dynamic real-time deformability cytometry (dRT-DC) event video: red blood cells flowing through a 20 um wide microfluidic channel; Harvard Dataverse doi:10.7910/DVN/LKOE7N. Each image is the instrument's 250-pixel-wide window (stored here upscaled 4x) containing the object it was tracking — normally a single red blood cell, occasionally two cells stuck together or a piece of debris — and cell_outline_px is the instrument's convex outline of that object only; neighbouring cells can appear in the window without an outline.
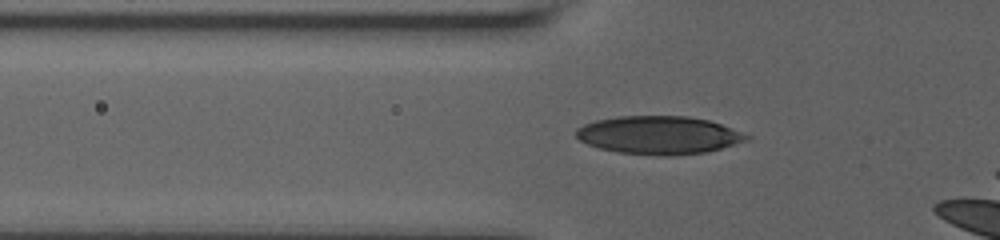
{"species": "human", "species_latin": "Homo sapiens", "temperature_condition": "room temperature", "stored_images_in_passage": 39, "camera_frame_rate_fps": 3000, "um_per_image_px": 0.085, "donor": {"sex": "male"}, "frame": {"image": 1, "passage_image": 7, "time_ms": 2.0, "image_size_px": [1000, 240], "cell_outline_px": [[752, 136], [748, 140], [708, 152], [672, 156], [664, 156], [616, 152], [600, 148], [588, 144], [580, 140], [576, 136], [576, 128], [584, 124], [596, 120], [616, 116], [688, 116], [708, 120], [720, 124]], "centroid_in_image_um": [56.0, 11.49], "position_along_channel_um": 69.8, "area_um2": 37.92}}
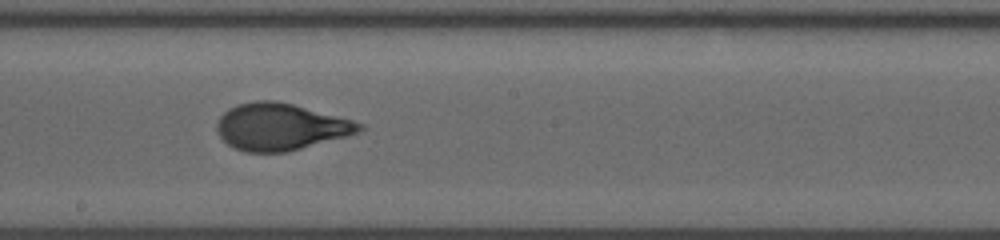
{"frame": {"image": 2, "passage_image": 19, "time_ms": 6.333, "image_size_px": [1000, 240], "cell_outline_px": [[364, 128], [348, 136], [288, 152], [244, 152], [228, 144], [220, 136], [216, 128], [216, 124], [220, 116], [228, 108], [236, 104], [256, 100], [276, 100], [292, 104], [352, 120], [364, 124]], "centroid_in_image_um": [23.82, 10.77], "position_along_channel_um": 224.4, "area_um2": 38.84}}
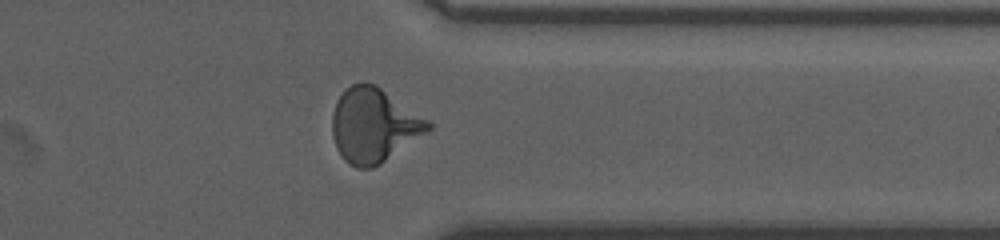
{"frame": {"image": 3, "passage_image": 33, "time_ms": 10.667, "image_size_px": [1000, 240], "cell_outline_px": [[436, 124], [432, 128], [380, 164], [372, 168], [356, 168], [348, 164], [344, 160], [336, 148], [332, 136], [332, 112], [336, 100], [352, 84], [376, 84]], "centroid_in_image_um": [31.77, 10.66], "position_along_channel_um": 379.6, "area_um2": 41.44}}